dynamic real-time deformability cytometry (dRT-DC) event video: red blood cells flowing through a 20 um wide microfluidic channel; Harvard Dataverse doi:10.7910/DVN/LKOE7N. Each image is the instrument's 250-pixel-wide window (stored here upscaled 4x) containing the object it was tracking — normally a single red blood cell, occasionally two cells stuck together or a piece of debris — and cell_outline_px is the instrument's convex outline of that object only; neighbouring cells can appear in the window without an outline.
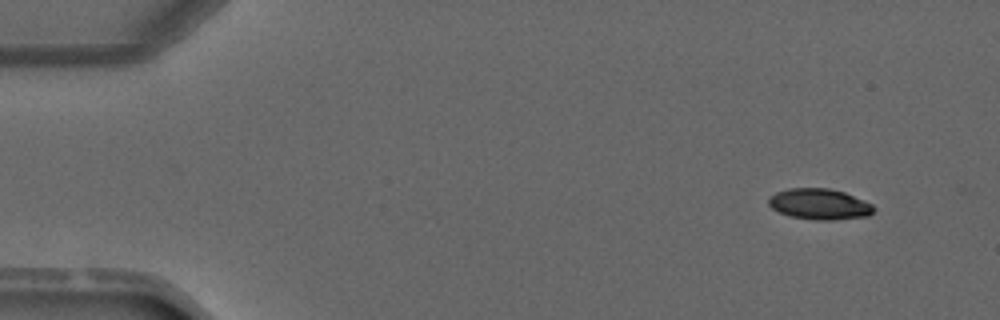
{"species": "common noctule bat (a hibernating species)", "species_latin": "Nyctalus noctula", "temperature_condition": "warm", "stored_images_in_passage": 3, "camera_frame_rate_fps": 3000, "um_per_image_px": 0.085, "animal": {"sex": "male", "forearm_length_mm": 52.5}, "frame": {"image": 1, "passage_image": 1, "time_ms": 0.0, "image_size_px": [1000, 320], "cell_outline_px": [[876, 208], [868, 216], [836, 220], [816, 220], [788, 216], [772, 208], [768, 204], [768, 200], [776, 192], [788, 188], [828, 188], [844, 192], [864, 200], [872, 204]], "centroid_in_image_um": [69.67, 17.35], "position_along_channel_um": 15.3, "area_um2": 18.96}}
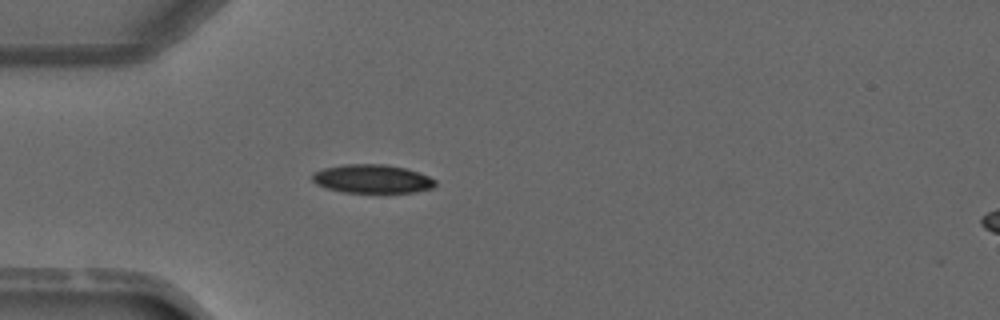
{"frame": {"image": 2, "passage_image": 3, "time_ms": 3.0, "image_size_px": [1000, 320], "cell_outline_px": [[436, 184], [432, 188], [416, 192], [344, 192], [328, 188], [316, 184], [312, 180], [312, 172], [324, 168], [344, 164], [384, 164], [404, 168], [428, 176], [436, 180]], "centroid_in_image_um": [31.62, 15.2], "position_along_channel_um": 53.4, "area_um2": 20.35}}